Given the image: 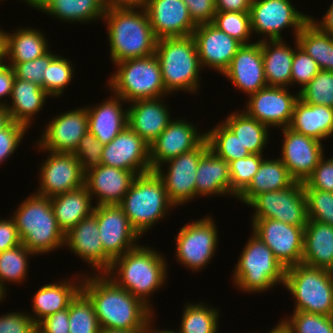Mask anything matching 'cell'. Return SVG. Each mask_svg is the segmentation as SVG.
<instances>
[{
  "mask_svg": "<svg viewBox=\"0 0 333 333\" xmlns=\"http://www.w3.org/2000/svg\"><path fill=\"white\" fill-rule=\"evenodd\" d=\"M304 189L333 192V157L319 160L314 171L303 183Z\"/></svg>",
  "mask_w": 333,
  "mask_h": 333,
  "instance_id": "9f6ffc18",
  "label": "cell"
},
{
  "mask_svg": "<svg viewBox=\"0 0 333 333\" xmlns=\"http://www.w3.org/2000/svg\"><path fill=\"white\" fill-rule=\"evenodd\" d=\"M70 60L57 55L44 74V90L52 97H60L65 87L72 81L74 68Z\"/></svg>",
  "mask_w": 333,
  "mask_h": 333,
  "instance_id": "681fc988",
  "label": "cell"
},
{
  "mask_svg": "<svg viewBox=\"0 0 333 333\" xmlns=\"http://www.w3.org/2000/svg\"><path fill=\"white\" fill-rule=\"evenodd\" d=\"M99 333H148V328L134 330L101 328Z\"/></svg>",
  "mask_w": 333,
  "mask_h": 333,
  "instance_id": "03108f58",
  "label": "cell"
},
{
  "mask_svg": "<svg viewBox=\"0 0 333 333\" xmlns=\"http://www.w3.org/2000/svg\"><path fill=\"white\" fill-rule=\"evenodd\" d=\"M34 252L22 243L6 251L0 252V288L6 293L5 282L21 283L28 271V257Z\"/></svg>",
  "mask_w": 333,
  "mask_h": 333,
  "instance_id": "7bdbcfd3",
  "label": "cell"
},
{
  "mask_svg": "<svg viewBox=\"0 0 333 333\" xmlns=\"http://www.w3.org/2000/svg\"><path fill=\"white\" fill-rule=\"evenodd\" d=\"M118 205L141 237L175 207L155 171L137 175Z\"/></svg>",
  "mask_w": 333,
  "mask_h": 333,
  "instance_id": "8992f818",
  "label": "cell"
},
{
  "mask_svg": "<svg viewBox=\"0 0 333 333\" xmlns=\"http://www.w3.org/2000/svg\"><path fill=\"white\" fill-rule=\"evenodd\" d=\"M310 20L315 24L321 31L330 34L333 36V2L329 6L327 12L325 13L322 20L317 21L316 19L310 16Z\"/></svg>",
  "mask_w": 333,
  "mask_h": 333,
  "instance_id": "e7e4bbea",
  "label": "cell"
},
{
  "mask_svg": "<svg viewBox=\"0 0 333 333\" xmlns=\"http://www.w3.org/2000/svg\"><path fill=\"white\" fill-rule=\"evenodd\" d=\"M101 164L141 175L152 171L150 146L128 125L104 145Z\"/></svg>",
  "mask_w": 333,
  "mask_h": 333,
  "instance_id": "e0dca14e",
  "label": "cell"
},
{
  "mask_svg": "<svg viewBox=\"0 0 333 333\" xmlns=\"http://www.w3.org/2000/svg\"><path fill=\"white\" fill-rule=\"evenodd\" d=\"M209 149L206 138L193 150L182 153L154 171L163 181L167 196L174 206L182 205L196 198V172L201 156ZM165 173V174H164Z\"/></svg>",
  "mask_w": 333,
  "mask_h": 333,
  "instance_id": "4fadbf2b",
  "label": "cell"
},
{
  "mask_svg": "<svg viewBox=\"0 0 333 333\" xmlns=\"http://www.w3.org/2000/svg\"><path fill=\"white\" fill-rule=\"evenodd\" d=\"M233 272L234 285L248 293L264 292L281 283L284 286L286 268L272 250L252 232Z\"/></svg>",
  "mask_w": 333,
  "mask_h": 333,
  "instance_id": "52a82bcc",
  "label": "cell"
},
{
  "mask_svg": "<svg viewBox=\"0 0 333 333\" xmlns=\"http://www.w3.org/2000/svg\"><path fill=\"white\" fill-rule=\"evenodd\" d=\"M298 45L318 64L320 70L333 72V36L309 20L296 36Z\"/></svg>",
  "mask_w": 333,
  "mask_h": 333,
  "instance_id": "ab89813d",
  "label": "cell"
},
{
  "mask_svg": "<svg viewBox=\"0 0 333 333\" xmlns=\"http://www.w3.org/2000/svg\"><path fill=\"white\" fill-rule=\"evenodd\" d=\"M202 68L208 66L221 74L229 67L242 44L212 23L197 25L192 33Z\"/></svg>",
  "mask_w": 333,
  "mask_h": 333,
  "instance_id": "603a6c76",
  "label": "cell"
},
{
  "mask_svg": "<svg viewBox=\"0 0 333 333\" xmlns=\"http://www.w3.org/2000/svg\"><path fill=\"white\" fill-rule=\"evenodd\" d=\"M103 19L113 64L155 54L157 38L142 5H107Z\"/></svg>",
  "mask_w": 333,
  "mask_h": 333,
  "instance_id": "7a4b0ae2",
  "label": "cell"
},
{
  "mask_svg": "<svg viewBox=\"0 0 333 333\" xmlns=\"http://www.w3.org/2000/svg\"><path fill=\"white\" fill-rule=\"evenodd\" d=\"M118 67L108 84L113 94L126 103L137 100L164 98L165 89L160 63L155 54L115 63Z\"/></svg>",
  "mask_w": 333,
  "mask_h": 333,
  "instance_id": "ba28073f",
  "label": "cell"
},
{
  "mask_svg": "<svg viewBox=\"0 0 333 333\" xmlns=\"http://www.w3.org/2000/svg\"><path fill=\"white\" fill-rule=\"evenodd\" d=\"M263 159V155L250 154L228 163L233 197L237 198L249 186Z\"/></svg>",
  "mask_w": 333,
  "mask_h": 333,
  "instance_id": "c3c4849f",
  "label": "cell"
},
{
  "mask_svg": "<svg viewBox=\"0 0 333 333\" xmlns=\"http://www.w3.org/2000/svg\"><path fill=\"white\" fill-rule=\"evenodd\" d=\"M246 147L250 154L263 155L270 129L267 125L248 116L244 111L228 115L223 122Z\"/></svg>",
  "mask_w": 333,
  "mask_h": 333,
  "instance_id": "f35d334b",
  "label": "cell"
},
{
  "mask_svg": "<svg viewBox=\"0 0 333 333\" xmlns=\"http://www.w3.org/2000/svg\"><path fill=\"white\" fill-rule=\"evenodd\" d=\"M320 71L318 64L300 46L295 49L291 67V85L299 84L303 89Z\"/></svg>",
  "mask_w": 333,
  "mask_h": 333,
  "instance_id": "db71d44e",
  "label": "cell"
},
{
  "mask_svg": "<svg viewBox=\"0 0 333 333\" xmlns=\"http://www.w3.org/2000/svg\"><path fill=\"white\" fill-rule=\"evenodd\" d=\"M195 186L196 197L231 195L229 164L208 149L199 161Z\"/></svg>",
  "mask_w": 333,
  "mask_h": 333,
  "instance_id": "836d02e7",
  "label": "cell"
},
{
  "mask_svg": "<svg viewBox=\"0 0 333 333\" xmlns=\"http://www.w3.org/2000/svg\"><path fill=\"white\" fill-rule=\"evenodd\" d=\"M284 287L295 300V310L333 316L331 270L303 263L286 268Z\"/></svg>",
  "mask_w": 333,
  "mask_h": 333,
  "instance_id": "9c48e42d",
  "label": "cell"
},
{
  "mask_svg": "<svg viewBox=\"0 0 333 333\" xmlns=\"http://www.w3.org/2000/svg\"><path fill=\"white\" fill-rule=\"evenodd\" d=\"M282 41H260L267 86L287 88L291 85V67L295 49L299 45L295 39L292 49Z\"/></svg>",
  "mask_w": 333,
  "mask_h": 333,
  "instance_id": "d6a6232c",
  "label": "cell"
},
{
  "mask_svg": "<svg viewBox=\"0 0 333 333\" xmlns=\"http://www.w3.org/2000/svg\"><path fill=\"white\" fill-rule=\"evenodd\" d=\"M253 0H215L216 11H250Z\"/></svg>",
  "mask_w": 333,
  "mask_h": 333,
  "instance_id": "be15d7a7",
  "label": "cell"
},
{
  "mask_svg": "<svg viewBox=\"0 0 333 333\" xmlns=\"http://www.w3.org/2000/svg\"><path fill=\"white\" fill-rule=\"evenodd\" d=\"M37 333H69V309H63L37 324Z\"/></svg>",
  "mask_w": 333,
  "mask_h": 333,
  "instance_id": "91938a15",
  "label": "cell"
},
{
  "mask_svg": "<svg viewBox=\"0 0 333 333\" xmlns=\"http://www.w3.org/2000/svg\"><path fill=\"white\" fill-rule=\"evenodd\" d=\"M252 231L285 268L302 263L304 228L275 219H252Z\"/></svg>",
  "mask_w": 333,
  "mask_h": 333,
  "instance_id": "5bb4252c",
  "label": "cell"
},
{
  "mask_svg": "<svg viewBox=\"0 0 333 333\" xmlns=\"http://www.w3.org/2000/svg\"><path fill=\"white\" fill-rule=\"evenodd\" d=\"M71 252L98 270L97 274H105L112 264V258L104 251L99 236L96 216L82 219L65 234V243Z\"/></svg>",
  "mask_w": 333,
  "mask_h": 333,
  "instance_id": "cb8c5ba5",
  "label": "cell"
},
{
  "mask_svg": "<svg viewBox=\"0 0 333 333\" xmlns=\"http://www.w3.org/2000/svg\"><path fill=\"white\" fill-rule=\"evenodd\" d=\"M14 32H5L4 57L8 64L31 61L49 51L48 40L40 30L19 28Z\"/></svg>",
  "mask_w": 333,
  "mask_h": 333,
  "instance_id": "8d00e7d4",
  "label": "cell"
},
{
  "mask_svg": "<svg viewBox=\"0 0 333 333\" xmlns=\"http://www.w3.org/2000/svg\"><path fill=\"white\" fill-rule=\"evenodd\" d=\"M49 153L40 169V186L36 194L50 198L84 186L85 174L73 153Z\"/></svg>",
  "mask_w": 333,
  "mask_h": 333,
  "instance_id": "d6986e66",
  "label": "cell"
},
{
  "mask_svg": "<svg viewBox=\"0 0 333 333\" xmlns=\"http://www.w3.org/2000/svg\"><path fill=\"white\" fill-rule=\"evenodd\" d=\"M5 31L0 28V54H4Z\"/></svg>",
  "mask_w": 333,
  "mask_h": 333,
  "instance_id": "8c879c8a",
  "label": "cell"
},
{
  "mask_svg": "<svg viewBox=\"0 0 333 333\" xmlns=\"http://www.w3.org/2000/svg\"><path fill=\"white\" fill-rule=\"evenodd\" d=\"M185 119L172 120L157 139L150 145V163L152 171L165 162L182 153L195 149L206 134Z\"/></svg>",
  "mask_w": 333,
  "mask_h": 333,
  "instance_id": "44dd1931",
  "label": "cell"
},
{
  "mask_svg": "<svg viewBox=\"0 0 333 333\" xmlns=\"http://www.w3.org/2000/svg\"><path fill=\"white\" fill-rule=\"evenodd\" d=\"M293 182L287 167L279 158H264L249 186L236 199L248 205L257 195L285 189Z\"/></svg>",
  "mask_w": 333,
  "mask_h": 333,
  "instance_id": "74e56055",
  "label": "cell"
},
{
  "mask_svg": "<svg viewBox=\"0 0 333 333\" xmlns=\"http://www.w3.org/2000/svg\"><path fill=\"white\" fill-rule=\"evenodd\" d=\"M289 128L322 142L333 135V108L298 99Z\"/></svg>",
  "mask_w": 333,
  "mask_h": 333,
  "instance_id": "4dcf8cb0",
  "label": "cell"
},
{
  "mask_svg": "<svg viewBox=\"0 0 333 333\" xmlns=\"http://www.w3.org/2000/svg\"><path fill=\"white\" fill-rule=\"evenodd\" d=\"M177 261L190 270L206 267L215 255L218 231L211 216L185 224L174 237Z\"/></svg>",
  "mask_w": 333,
  "mask_h": 333,
  "instance_id": "8fae6325",
  "label": "cell"
},
{
  "mask_svg": "<svg viewBox=\"0 0 333 333\" xmlns=\"http://www.w3.org/2000/svg\"><path fill=\"white\" fill-rule=\"evenodd\" d=\"M331 278H332V282H333V270H331Z\"/></svg>",
  "mask_w": 333,
  "mask_h": 333,
  "instance_id": "2a66077c",
  "label": "cell"
},
{
  "mask_svg": "<svg viewBox=\"0 0 333 333\" xmlns=\"http://www.w3.org/2000/svg\"><path fill=\"white\" fill-rule=\"evenodd\" d=\"M155 56L169 94L179 90L190 93L199 90V73L203 69L192 35L157 39Z\"/></svg>",
  "mask_w": 333,
  "mask_h": 333,
  "instance_id": "5b68a950",
  "label": "cell"
},
{
  "mask_svg": "<svg viewBox=\"0 0 333 333\" xmlns=\"http://www.w3.org/2000/svg\"><path fill=\"white\" fill-rule=\"evenodd\" d=\"M31 7L61 21L87 24L103 19L107 4L104 0H32Z\"/></svg>",
  "mask_w": 333,
  "mask_h": 333,
  "instance_id": "f546056e",
  "label": "cell"
},
{
  "mask_svg": "<svg viewBox=\"0 0 333 333\" xmlns=\"http://www.w3.org/2000/svg\"><path fill=\"white\" fill-rule=\"evenodd\" d=\"M248 206L255 210L252 219H275L299 227H305L307 223L306 195L302 182L294 181L285 189L257 195Z\"/></svg>",
  "mask_w": 333,
  "mask_h": 333,
  "instance_id": "30bf717a",
  "label": "cell"
},
{
  "mask_svg": "<svg viewBox=\"0 0 333 333\" xmlns=\"http://www.w3.org/2000/svg\"><path fill=\"white\" fill-rule=\"evenodd\" d=\"M4 59H5L4 54H0V66L5 63Z\"/></svg>",
  "mask_w": 333,
  "mask_h": 333,
  "instance_id": "34e18365",
  "label": "cell"
},
{
  "mask_svg": "<svg viewBox=\"0 0 333 333\" xmlns=\"http://www.w3.org/2000/svg\"><path fill=\"white\" fill-rule=\"evenodd\" d=\"M205 134L209 149L227 163L250 155L246 147L224 123L215 125Z\"/></svg>",
  "mask_w": 333,
  "mask_h": 333,
  "instance_id": "b9f144b4",
  "label": "cell"
},
{
  "mask_svg": "<svg viewBox=\"0 0 333 333\" xmlns=\"http://www.w3.org/2000/svg\"><path fill=\"white\" fill-rule=\"evenodd\" d=\"M141 5L157 39L190 36L197 27L183 0H143Z\"/></svg>",
  "mask_w": 333,
  "mask_h": 333,
  "instance_id": "7402d4cb",
  "label": "cell"
},
{
  "mask_svg": "<svg viewBox=\"0 0 333 333\" xmlns=\"http://www.w3.org/2000/svg\"><path fill=\"white\" fill-rule=\"evenodd\" d=\"M159 252L138 245L113 259L105 275L152 309L150 295L165 284L168 270L165 257Z\"/></svg>",
  "mask_w": 333,
  "mask_h": 333,
  "instance_id": "3957f363",
  "label": "cell"
},
{
  "mask_svg": "<svg viewBox=\"0 0 333 333\" xmlns=\"http://www.w3.org/2000/svg\"><path fill=\"white\" fill-rule=\"evenodd\" d=\"M307 218L333 227V192L304 189Z\"/></svg>",
  "mask_w": 333,
  "mask_h": 333,
  "instance_id": "f907efd6",
  "label": "cell"
},
{
  "mask_svg": "<svg viewBox=\"0 0 333 333\" xmlns=\"http://www.w3.org/2000/svg\"><path fill=\"white\" fill-rule=\"evenodd\" d=\"M219 309L209 307L205 303L187 302L184 307L180 333H217Z\"/></svg>",
  "mask_w": 333,
  "mask_h": 333,
  "instance_id": "60d3db41",
  "label": "cell"
},
{
  "mask_svg": "<svg viewBox=\"0 0 333 333\" xmlns=\"http://www.w3.org/2000/svg\"><path fill=\"white\" fill-rule=\"evenodd\" d=\"M8 63L7 60H5V63L0 66V106L5 107L8 103L2 102V99H6V97H11L12 89H13V83L15 79L13 68L6 64Z\"/></svg>",
  "mask_w": 333,
  "mask_h": 333,
  "instance_id": "6125c7cd",
  "label": "cell"
},
{
  "mask_svg": "<svg viewBox=\"0 0 333 333\" xmlns=\"http://www.w3.org/2000/svg\"><path fill=\"white\" fill-rule=\"evenodd\" d=\"M99 276V277H98ZM81 292L90 300L101 328L144 329L153 320V309L107 275L83 276Z\"/></svg>",
  "mask_w": 333,
  "mask_h": 333,
  "instance_id": "6da1fadb",
  "label": "cell"
},
{
  "mask_svg": "<svg viewBox=\"0 0 333 333\" xmlns=\"http://www.w3.org/2000/svg\"><path fill=\"white\" fill-rule=\"evenodd\" d=\"M283 145L279 159L287 167L294 181L304 183L324 156L320 141L298 133L289 127L282 128Z\"/></svg>",
  "mask_w": 333,
  "mask_h": 333,
  "instance_id": "ffe728a7",
  "label": "cell"
},
{
  "mask_svg": "<svg viewBox=\"0 0 333 333\" xmlns=\"http://www.w3.org/2000/svg\"><path fill=\"white\" fill-rule=\"evenodd\" d=\"M136 176L134 172L100 164L85 173L84 185L91 198H97V206L119 204Z\"/></svg>",
  "mask_w": 333,
  "mask_h": 333,
  "instance_id": "484cf974",
  "label": "cell"
},
{
  "mask_svg": "<svg viewBox=\"0 0 333 333\" xmlns=\"http://www.w3.org/2000/svg\"><path fill=\"white\" fill-rule=\"evenodd\" d=\"M78 283V284H77ZM82 279L78 282L64 280L62 282L45 284L38 289L33 297V321L38 324L44 318L68 308L70 302L81 291ZM37 316V318H36Z\"/></svg>",
  "mask_w": 333,
  "mask_h": 333,
  "instance_id": "e575fe53",
  "label": "cell"
},
{
  "mask_svg": "<svg viewBox=\"0 0 333 333\" xmlns=\"http://www.w3.org/2000/svg\"><path fill=\"white\" fill-rule=\"evenodd\" d=\"M59 228L66 234L93 213L92 198L84 186L50 197Z\"/></svg>",
  "mask_w": 333,
  "mask_h": 333,
  "instance_id": "d590c367",
  "label": "cell"
},
{
  "mask_svg": "<svg viewBox=\"0 0 333 333\" xmlns=\"http://www.w3.org/2000/svg\"><path fill=\"white\" fill-rule=\"evenodd\" d=\"M45 128L36 145L39 149L44 152L74 153L80 139L88 132L87 109L83 107L60 113Z\"/></svg>",
  "mask_w": 333,
  "mask_h": 333,
  "instance_id": "ac0fdd59",
  "label": "cell"
},
{
  "mask_svg": "<svg viewBox=\"0 0 333 333\" xmlns=\"http://www.w3.org/2000/svg\"><path fill=\"white\" fill-rule=\"evenodd\" d=\"M212 24L239 41L242 45L251 44L249 42V38L252 34L250 11H217Z\"/></svg>",
  "mask_w": 333,
  "mask_h": 333,
  "instance_id": "f6af8a7d",
  "label": "cell"
},
{
  "mask_svg": "<svg viewBox=\"0 0 333 333\" xmlns=\"http://www.w3.org/2000/svg\"><path fill=\"white\" fill-rule=\"evenodd\" d=\"M28 129L21 123L10 121L0 130V164L16 151Z\"/></svg>",
  "mask_w": 333,
  "mask_h": 333,
  "instance_id": "11a10c76",
  "label": "cell"
},
{
  "mask_svg": "<svg viewBox=\"0 0 333 333\" xmlns=\"http://www.w3.org/2000/svg\"><path fill=\"white\" fill-rule=\"evenodd\" d=\"M152 322L154 321H150L149 325H148V333H180L179 331L175 332L174 330H159V329H153L152 328ZM152 328V329H150Z\"/></svg>",
  "mask_w": 333,
  "mask_h": 333,
  "instance_id": "2644e50d",
  "label": "cell"
},
{
  "mask_svg": "<svg viewBox=\"0 0 333 333\" xmlns=\"http://www.w3.org/2000/svg\"><path fill=\"white\" fill-rule=\"evenodd\" d=\"M223 75L246 95L265 88L267 83L260 41L242 45Z\"/></svg>",
  "mask_w": 333,
  "mask_h": 333,
  "instance_id": "d4e9b609",
  "label": "cell"
},
{
  "mask_svg": "<svg viewBox=\"0 0 333 333\" xmlns=\"http://www.w3.org/2000/svg\"><path fill=\"white\" fill-rule=\"evenodd\" d=\"M287 318L281 322L290 333H333V316L293 311Z\"/></svg>",
  "mask_w": 333,
  "mask_h": 333,
  "instance_id": "bcb514c9",
  "label": "cell"
},
{
  "mask_svg": "<svg viewBox=\"0 0 333 333\" xmlns=\"http://www.w3.org/2000/svg\"><path fill=\"white\" fill-rule=\"evenodd\" d=\"M0 333H37V324L28 313L10 312L0 316Z\"/></svg>",
  "mask_w": 333,
  "mask_h": 333,
  "instance_id": "6f0895ef",
  "label": "cell"
},
{
  "mask_svg": "<svg viewBox=\"0 0 333 333\" xmlns=\"http://www.w3.org/2000/svg\"><path fill=\"white\" fill-rule=\"evenodd\" d=\"M196 25L212 23L216 14L215 0H183Z\"/></svg>",
  "mask_w": 333,
  "mask_h": 333,
  "instance_id": "680465c9",
  "label": "cell"
},
{
  "mask_svg": "<svg viewBox=\"0 0 333 333\" xmlns=\"http://www.w3.org/2000/svg\"><path fill=\"white\" fill-rule=\"evenodd\" d=\"M269 333H290L288 329L282 324V322H278L276 327L269 331Z\"/></svg>",
  "mask_w": 333,
  "mask_h": 333,
  "instance_id": "89a4df30",
  "label": "cell"
},
{
  "mask_svg": "<svg viewBox=\"0 0 333 333\" xmlns=\"http://www.w3.org/2000/svg\"><path fill=\"white\" fill-rule=\"evenodd\" d=\"M49 96L37 84L15 77L10 98L12 102L5 106L10 121L21 123L29 128L34 116L40 112Z\"/></svg>",
  "mask_w": 333,
  "mask_h": 333,
  "instance_id": "1f68e13d",
  "label": "cell"
},
{
  "mask_svg": "<svg viewBox=\"0 0 333 333\" xmlns=\"http://www.w3.org/2000/svg\"><path fill=\"white\" fill-rule=\"evenodd\" d=\"M107 98L106 101L94 107L86 106L88 113V131L103 145L111 142L125 127H127L128 111L123 109L120 96ZM125 110V111H124Z\"/></svg>",
  "mask_w": 333,
  "mask_h": 333,
  "instance_id": "83f0119b",
  "label": "cell"
},
{
  "mask_svg": "<svg viewBox=\"0 0 333 333\" xmlns=\"http://www.w3.org/2000/svg\"><path fill=\"white\" fill-rule=\"evenodd\" d=\"M107 5H141L143 0H104Z\"/></svg>",
  "mask_w": 333,
  "mask_h": 333,
  "instance_id": "003e7915",
  "label": "cell"
},
{
  "mask_svg": "<svg viewBox=\"0 0 333 333\" xmlns=\"http://www.w3.org/2000/svg\"><path fill=\"white\" fill-rule=\"evenodd\" d=\"M11 217L22 244L35 254L65 246V234L57 224L49 197L36 193L27 196Z\"/></svg>",
  "mask_w": 333,
  "mask_h": 333,
  "instance_id": "277c9868",
  "label": "cell"
},
{
  "mask_svg": "<svg viewBox=\"0 0 333 333\" xmlns=\"http://www.w3.org/2000/svg\"><path fill=\"white\" fill-rule=\"evenodd\" d=\"M130 104L127 125L150 146L173 120L170 119V110L161 98L137 100Z\"/></svg>",
  "mask_w": 333,
  "mask_h": 333,
  "instance_id": "4316f807",
  "label": "cell"
},
{
  "mask_svg": "<svg viewBox=\"0 0 333 333\" xmlns=\"http://www.w3.org/2000/svg\"><path fill=\"white\" fill-rule=\"evenodd\" d=\"M244 112L269 128L289 127L299 93L292 95L286 87L266 86L249 95Z\"/></svg>",
  "mask_w": 333,
  "mask_h": 333,
  "instance_id": "2e32d148",
  "label": "cell"
},
{
  "mask_svg": "<svg viewBox=\"0 0 333 333\" xmlns=\"http://www.w3.org/2000/svg\"><path fill=\"white\" fill-rule=\"evenodd\" d=\"M69 333H99L100 325L90 300L80 291L70 302Z\"/></svg>",
  "mask_w": 333,
  "mask_h": 333,
  "instance_id": "ee69618b",
  "label": "cell"
},
{
  "mask_svg": "<svg viewBox=\"0 0 333 333\" xmlns=\"http://www.w3.org/2000/svg\"><path fill=\"white\" fill-rule=\"evenodd\" d=\"M295 8L289 0H253L250 7L251 31L264 34L259 41L282 40L281 31L293 27L296 39L310 16Z\"/></svg>",
  "mask_w": 333,
  "mask_h": 333,
  "instance_id": "7c38bea8",
  "label": "cell"
},
{
  "mask_svg": "<svg viewBox=\"0 0 333 333\" xmlns=\"http://www.w3.org/2000/svg\"><path fill=\"white\" fill-rule=\"evenodd\" d=\"M298 93L299 99L307 104L333 108V72L320 70Z\"/></svg>",
  "mask_w": 333,
  "mask_h": 333,
  "instance_id": "7dc6e473",
  "label": "cell"
},
{
  "mask_svg": "<svg viewBox=\"0 0 333 333\" xmlns=\"http://www.w3.org/2000/svg\"><path fill=\"white\" fill-rule=\"evenodd\" d=\"M29 6H32V0H24Z\"/></svg>",
  "mask_w": 333,
  "mask_h": 333,
  "instance_id": "11e5206c",
  "label": "cell"
},
{
  "mask_svg": "<svg viewBox=\"0 0 333 333\" xmlns=\"http://www.w3.org/2000/svg\"><path fill=\"white\" fill-rule=\"evenodd\" d=\"M93 214L97 219L103 249L112 259L139 245L135 241L141 236L118 204L95 206Z\"/></svg>",
  "mask_w": 333,
  "mask_h": 333,
  "instance_id": "9a60e30c",
  "label": "cell"
},
{
  "mask_svg": "<svg viewBox=\"0 0 333 333\" xmlns=\"http://www.w3.org/2000/svg\"><path fill=\"white\" fill-rule=\"evenodd\" d=\"M302 263L333 270V227L330 224L307 219Z\"/></svg>",
  "mask_w": 333,
  "mask_h": 333,
  "instance_id": "f1b7e54d",
  "label": "cell"
},
{
  "mask_svg": "<svg viewBox=\"0 0 333 333\" xmlns=\"http://www.w3.org/2000/svg\"><path fill=\"white\" fill-rule=\"evenodd\" d=\"M52 51H48L42 57L23 63L9 64L16 78L28 80L44 89V74L49 63L56 57Z\"/></svg>",
  "mask_w": 333,
  "mask_h": 333,
  "instance_id": "816d5d0a",
  "label": "cell"
},
{
  "mask_svg": "<svg viewBox=\"0 0 333 333\" xmlns=\"http://www.w3.org/2000/svg\"><path fill=\"white\" fill-rule=\"evenodd\" d=\"M10 122L9 114L5 107L0 106V130Z\"/></svg>",
  "mask_w": 333,
  "mask_h": 333,
  "instance_id": "a7ac6f4b",
  "label": "cell"
},
{
  "mask_svg": "<svg viewBox=\"0 0 333 333\" xmlns=\"http://www.w3.org/2000/svg\"><path fill=\"white\" fill-rule=\"evenodd\" d=\"M103 148L104 145L89 131L80 139L79 145L73 154L80 162L84 174L101 164Z\"/></svg>",
  "mask_w": 333,
  "mask_h": 333,
  "instance_id": "f5cc1de1",
  "label": "cell"
},
{
  "mask_svg": "<svg viewBox=\"0 0 333 333\" xmlns=\"http://www.w3.org/2000/svg\"><path fill=\"white\" fill-rule=\"evenodd\" d=\"M6 293L0 288V302L3 301L5 298Z\"/></svg>",
  "mask_w": 333,
  "mask_h": 333,
  "instance_id": "753ad0ef",
  "label": "cell"
},
{
  "mask_svg": "<svg viewBox=\"0 0 333 333\" xmlns=\"http://www.w3.org/2000/svg\"><path fill=\"white\" fill-rule=\"evenodd\" d=\"M11 218V219H10ZM0 219V252L20 245V240L15 221L12 217Z\"/></svg>",
  "mask_w": 333,
  "mask_h": 333,
  "instance_id": "94428289",
  "label": "cell"
}]
</instances>
